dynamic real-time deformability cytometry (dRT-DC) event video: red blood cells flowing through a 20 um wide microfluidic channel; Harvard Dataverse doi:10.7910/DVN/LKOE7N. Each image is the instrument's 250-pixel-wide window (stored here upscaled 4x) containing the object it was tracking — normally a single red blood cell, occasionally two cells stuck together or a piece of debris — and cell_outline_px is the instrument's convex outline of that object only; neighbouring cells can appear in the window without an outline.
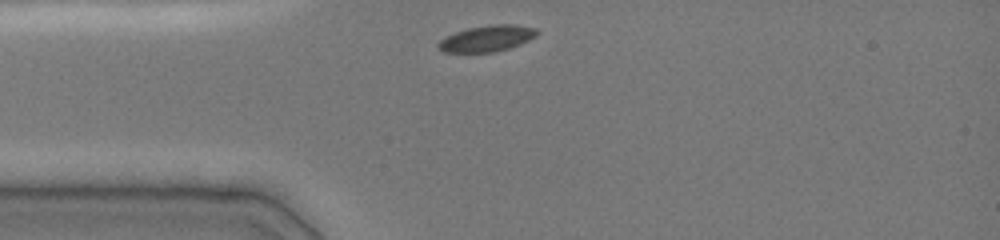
{"species": "common noctule bat (a hibernating species)", "species_latin": "Nyctalus noctula", "temperature_condition": "cold", "stored_images_in_passage": 15, "camera_frame_rate_fps": 3000, "um_per_image_px": 0.085, "animal": {"sex": "female", "body_mass_g": 19.0, "forearm_length_mm": 51.5}, "frame": {"image": 1, "passage_image": 1, "time_ms": 0.0, "image_size_px": [1000, 240], "cell_outline_px": [[540, 32], [536, 36], [520, 44], [508, 48], [492, 52], [444, 52], [436, 48], [436, 44], [444, 36], [468, 28], [492, 24], [512, 24], [536, 28]], "centroid_in_image_um": [41.36, 3.26], "position_along_channel_um": 43.6, "area_um2": 15.09}}
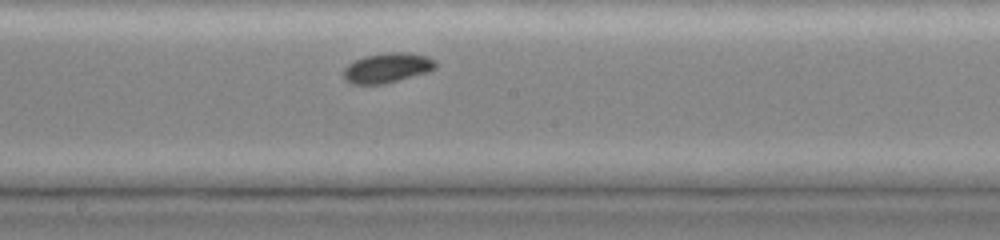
{"frame": {"image": 2, "passage_image": 11, "time_ms": 4.667, "image_size_px": [1000, 240], "cell_outline_px": [[436, 68], [428, 72], [384, 84], [352, 84], [344, 80], [344, 68], [348, 64], [364, 56], [388, 52], [404, 52], [424, 56], [436, 60]], "centroid_in_image_um": [32.91, 5.77], "position_along_channel_um": 215.3, "area_um2": 15.95}}
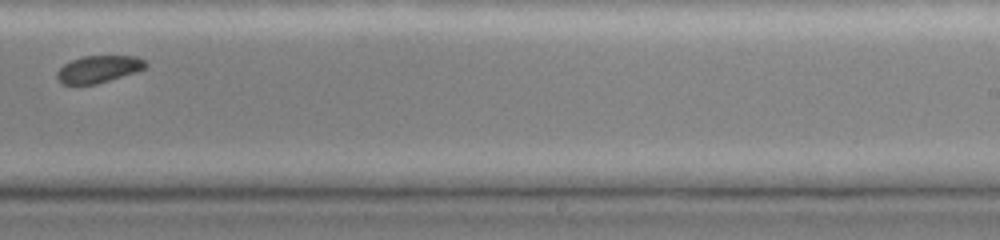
{"frame": {"image": 3, "passage_image": 14, "time_ms": 6.333, "image_size_px": [1000, 240], "cell_outline_px": [[148, 64], [144, 68], [136, 72], [96, 84], [60, 84], [56, 76], [56, 72], [64, 64], [72, 60], [84, 56], [136, 56], [144, 60]], "centroid_in_image_um": [8.36, 5.88], "position_along_channel_um": 280.6, "area_um2": 13.93}}